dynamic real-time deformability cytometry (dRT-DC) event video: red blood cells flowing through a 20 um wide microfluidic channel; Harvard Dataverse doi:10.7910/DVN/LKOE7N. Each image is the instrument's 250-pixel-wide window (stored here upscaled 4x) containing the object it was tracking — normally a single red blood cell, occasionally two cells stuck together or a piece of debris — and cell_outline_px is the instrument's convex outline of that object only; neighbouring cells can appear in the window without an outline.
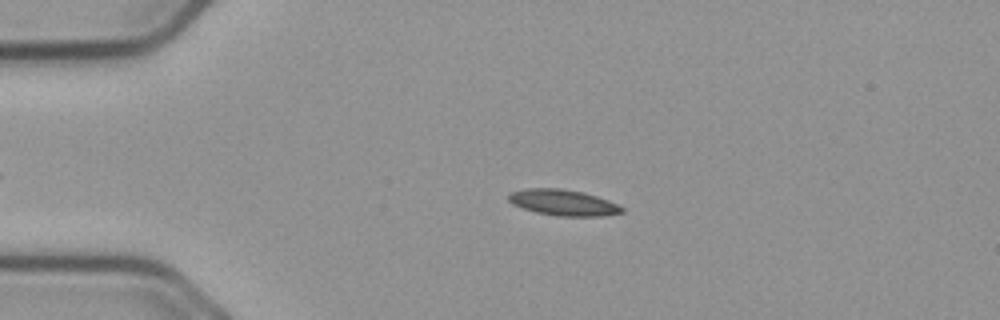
{"species": "common noctule bat (a hibernating species)", "species_latin": "Nyctalus noctula", "temperature_condition": "cold", "stored_images_in_passage": 36, "camera_frame_rate_fps": 3000, "um_per_image_px": 0.085, "animal": {"sex": "male", "body_mass_g": 23.1, "forearm_length_mm": 52.7}, "frame": {"image": 1, "passage_image": 1, "time_ms": 0.0, "image_size_px": [1000, 320], "cell_outline_px": [[624, 212], [604, 216], [556, 216], [536, 212], [512, 204], [508, 200], [508, 196], [512, 192], [528, 188], [564, 188], [584, 192], [608, 200], [624, 208]], "centroid_in_image_um": [47.89, 17.22], "position_along_channel_um": 37.1, "area_um2": 17.17}}
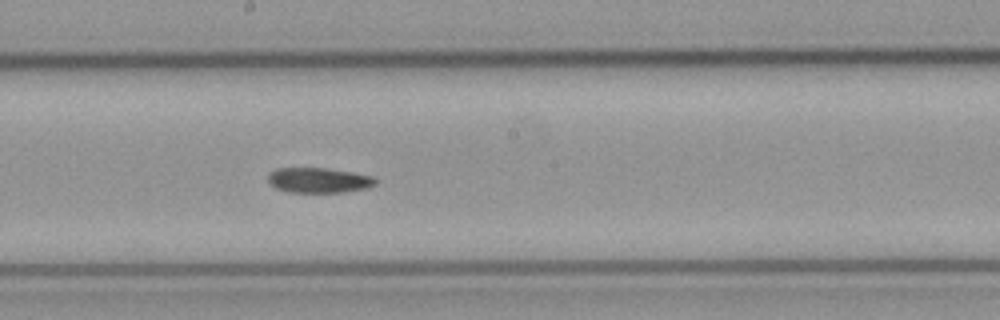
{"frame": {"image": 2, "passage_image": 19, "time_ms": 6.0, "image_size_px": [1000, 320], "cell_outline_px": [[376, 184], [368, 188], [344, 192], [288, 192], [276, 188], [268, 184], [268, 172], [276, 168], [328, 168], [352, 172], [372, 176], [376, 180]], "centroid_in_image_um": [27.06, 15.32], "position_along_channel_um": 221.1, "area_um2": 15.9}}
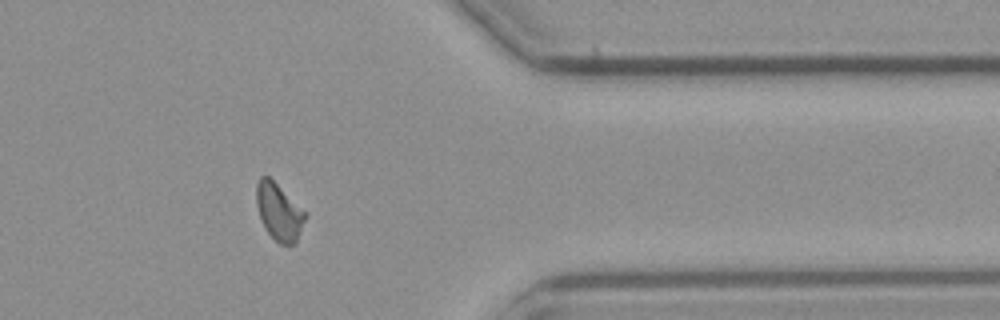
{"frame": {"image": 3, "passage_image": 34, "time_ms": 11.0, "image_size_px": [1000, 320], "cell_outline_px": [[304, 220], [296, 244], [280, 244], [264, 228], [260, 220], [256, 204], [256, 184], [260, 176], [268, 176], [304, 212]], "centroid_in_image_um": [23.65, 18.02], "position_along_channel_um": 387.7, "area_um2": 15.66}}